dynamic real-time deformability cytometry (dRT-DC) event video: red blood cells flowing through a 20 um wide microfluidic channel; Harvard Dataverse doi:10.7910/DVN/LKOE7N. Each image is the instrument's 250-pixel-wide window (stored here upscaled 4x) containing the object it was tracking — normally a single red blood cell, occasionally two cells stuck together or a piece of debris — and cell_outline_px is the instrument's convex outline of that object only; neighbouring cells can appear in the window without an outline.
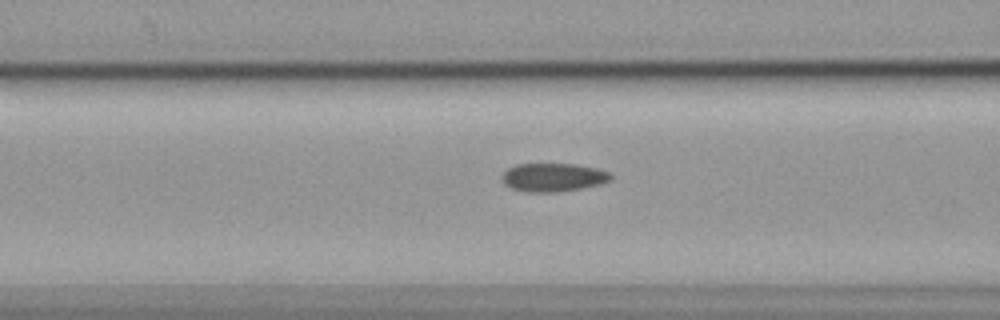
{"species": "common noctule bat (a hibernating species)", "species_latin": "Nyctalus noctula", "temperature_condition": "cold", "stored_images_in_passage": 56, "camera_frame_rate_fps": 3000, "um_per_image_px": 0.085, "animal": {"sex": "female", "body_mass_g": 19.9}, "frame": {"image": 1, "passage_image": 22, "time_ms": 7.0, "image_size_px": [1000, 320], "cell_outline_px": [[612, 180], [600, 184], [580, 188], [556, 192], [528, 192], [512, 188], [504, 184], [500, 176], [508, 168], [516, 164], [576, 164], [596, 168], [608, 172], [612, 176]], "centroid_in_image_um": [47.0, 15.07], "position_along_channel_um": 119.6, "area_um2": 17.98}}
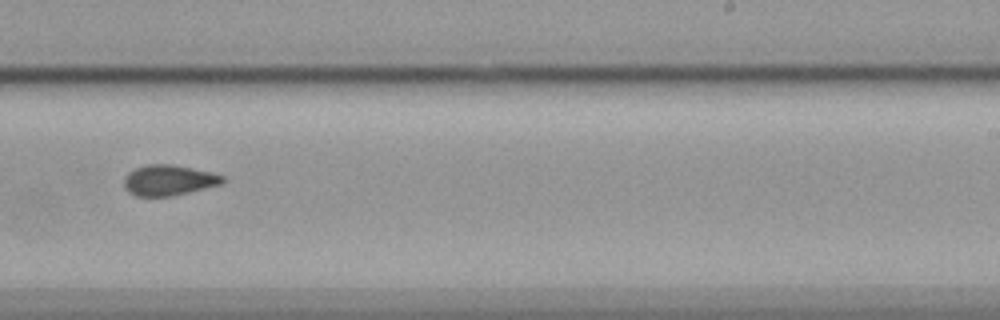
{"frame": {"image": 2, "passage_image": 35, "time_ms": 11.333, "image_size_px": [1000, 320], "cell_outline_px": [[224, 180], [220, 184], [172, 196], [136, 196], [128, 192], [124, 188], [124, 176], [128, 172], [136, 168], [148, 164], [172, 164], [212, 172], [224, 176]], "centroid_in_image_um": [14.3, 15.31], "position_along_channel_um": 274.7, "area_um2": 17.51}}
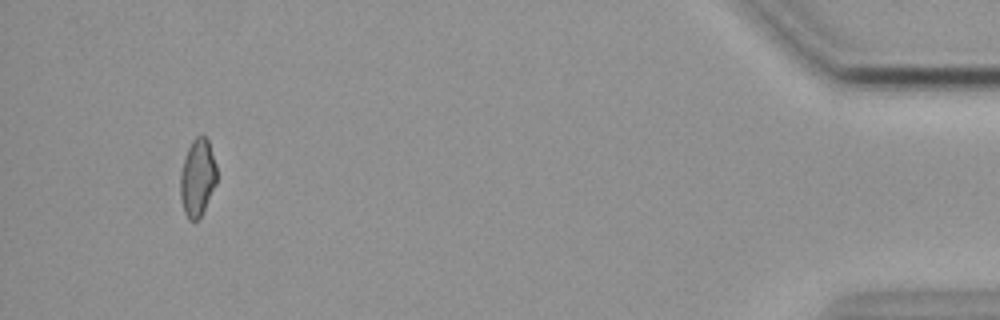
{"frame": {"image": 3, "passage_image": 53, "time_ms": 17.333, "image_size_px": [1000, 320], "cell_outline_px": [[216, 184], [200, 216], [196, 220], [188, 220], [184, 212], [180, 196], [180, 172], [188, 148], [192, 140], [200, 132], [208, 140], [216, 164]], "centroid_in_image_um": [16.77, 15.06], "position_along_channel_um": 418.4, "area_um2": 16.36}, "authors_computed_cell_mechanics": {"area_um2": 17.7157, "velocity_mm_per_s": 3.5943, "shape_relaxation_time_tau1_ms": null, "shape_relaxation_time_tau2_ms": 2.687, "deformation_change_tau1": null, "deformation_change_tau2": 0.0629}}